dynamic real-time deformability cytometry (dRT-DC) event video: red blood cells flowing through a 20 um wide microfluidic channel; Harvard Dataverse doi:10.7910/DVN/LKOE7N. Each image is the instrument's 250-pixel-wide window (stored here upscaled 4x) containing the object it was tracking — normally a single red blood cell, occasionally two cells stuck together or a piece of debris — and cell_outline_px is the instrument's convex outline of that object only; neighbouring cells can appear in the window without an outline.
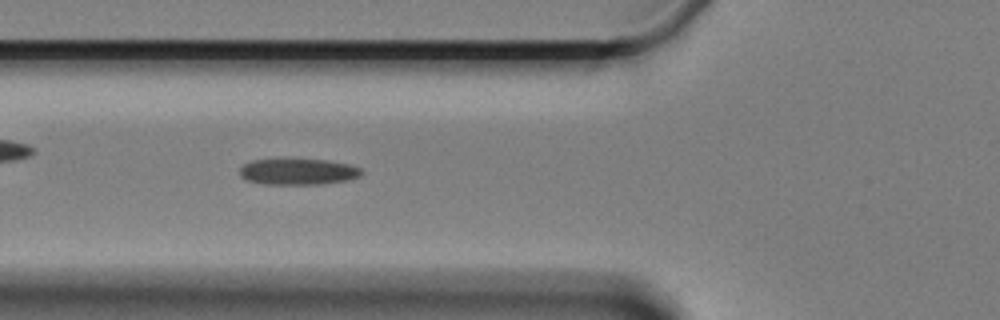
{"species": "Egyptian fruit bat (a non-hibernating species)", "species_latin": "Rousettus aegyptiacus", "temperature_condition": "cold", "stored_images_in_passage": 44, "camera_frame_rate_fps": 3000, "um_per_image_px": 0.085, "animal": {"sex": "female"}, "frame": {"image": 1, "passage_image": 5, "time_ms": 1.333, "image_size_px": [1000, 320], "cell_outline_px": [[364, 172], [360, 176], [348, 180], [320, 184], [264, 184], [248, 180], [240, 176], [240, 168], [244, 164], [252, 160], [328, 160], [348, 164], [360, 168]], "centroid_in_image_um": [25.36, 14.6], "position_along_channel_um": 100.4, "area_um2": 18.32}}
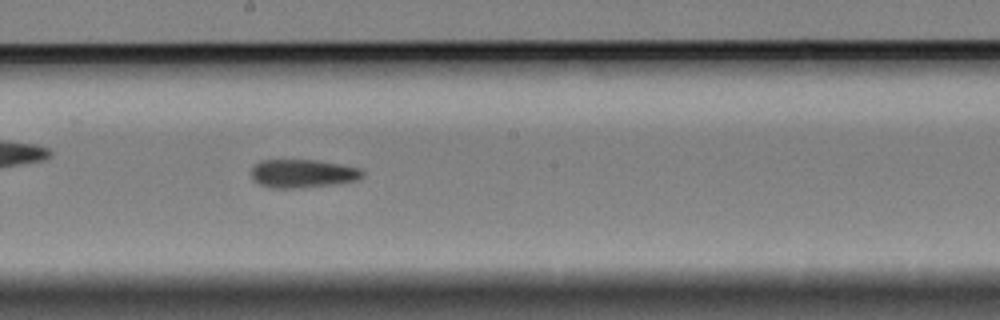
{"frame": {"image": 2, "passage_image": 16, "time_ms": 5.0, "image_size_px": [1000, 320], "cell_outline_px": [[364, 176], [360, 180], [332, 184], [292, 188], [272, 188], [260, 184], [252, 176], [252, 168], [260, 160], [316, 160], [340, 164], [360, 168], [364, 172]], "centroid_in_image_um": [25.77, 14.74], "position_along_channel_um": 222.4, "area_um2": 18.21}}
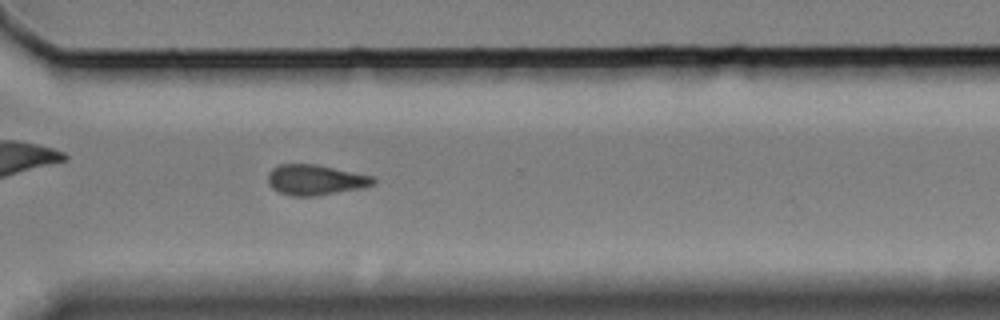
{"frame": {"image": 3, "passage_image": 27, "time_ms": 8.667, "image_size_px": [1000, 320], "cell_outline_px": [[376, 180], [372, 184], [360, 188], [316, 196], [292, 196], [280, 192], [272, 188], [268, 184], [268, 172], [272, 168], [280, 164], [316, 164], [372, 176]], "centroid_in_image_um": [26.75, 15.28], "position_along_channel_um": 343.8, "area_um2": 18.5}, "authors_computed_cell_mechanics": {"area_um2": 18.6694, "velocity_mm_per_s": 3.3151, "shape_relaxation_time_tau1_ms": 7.568, "shape_relaxation_time_tau2_ms": 3.6832, "deformation_change_tau1": 0.1385, "deformation_change_tau2": 0.1151}}